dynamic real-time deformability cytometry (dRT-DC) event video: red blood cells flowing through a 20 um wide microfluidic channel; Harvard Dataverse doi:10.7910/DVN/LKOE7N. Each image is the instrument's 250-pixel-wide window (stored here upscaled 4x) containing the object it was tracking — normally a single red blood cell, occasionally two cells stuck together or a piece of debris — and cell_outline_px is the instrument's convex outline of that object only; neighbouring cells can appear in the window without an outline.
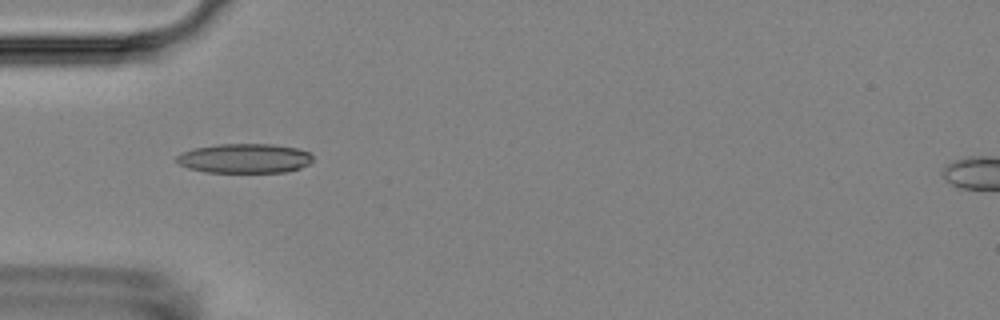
{"species": "Egyptian fruit bat (a non-hibernating species)", "species_latin": "Rousettus aegyptiacus", "temperature_condition": "room temperature", "stored_images_in_passage": 4, "camera_frame_rate_fps": 3000, "um_per_image_px": 0.085, "animal": {"sex": "female"}, "frame": {"image": 1, "passage_image": 3, "time_ms": 4.667, "image_size_px": [1000, 320], "cell_outline_px": [[312, 160], [308, 164], [300, 168], [284, 172], [204, 172], [188, 168], [180, 164], [176, 160], [176, 156], [180, 152], [192, 148], [216, 144], [272, 144], [296, 148], [312, 152]], "centroid_in_image_um": [20.77, 13.45], "position_along_channel_um": 64.2, "area_um2": 23.58}}
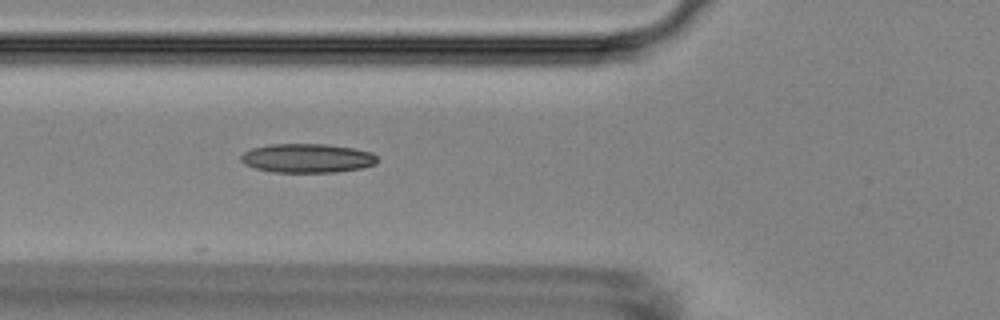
{"frame": {"image": 2, "passage_image": 4, "time_ms": 5.667, "image_size_px": [1000, 320], "cell_outline_px": [[376, 164], [364, 168], [336, 172], [272, 172], [256, 168], [244, 164], [240, 160], [240, 156], [244, 152], [252, 148], [272, 144], [328, 144], [352, 148], [372, 152], [376, 156]], "centroid_in_image_um": [26.12, 13.45], "position_along_channel_um": 99.7, "area_um2": 23.12}}